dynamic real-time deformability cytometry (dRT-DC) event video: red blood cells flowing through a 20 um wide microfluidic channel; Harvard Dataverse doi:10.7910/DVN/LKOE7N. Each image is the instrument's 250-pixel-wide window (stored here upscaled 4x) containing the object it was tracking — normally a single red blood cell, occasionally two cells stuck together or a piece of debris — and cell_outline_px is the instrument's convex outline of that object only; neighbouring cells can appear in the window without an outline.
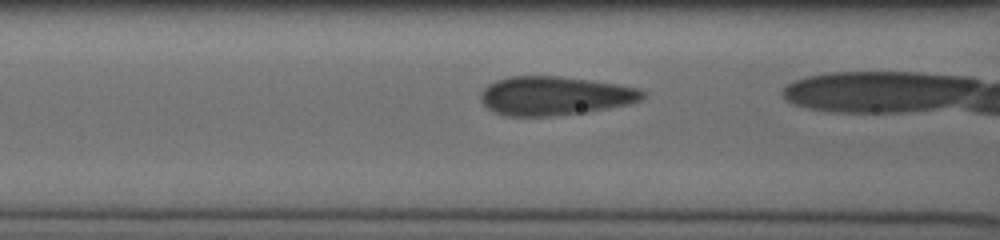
{"species": "human", "species_latin": "Homo sapiens", "temperature_condition": "cold", "stored_images_in_passage": 29, "camera_frame_rate_fps": 3000, "um_per_image_px": 0.085, "donor": {"sex": "male"}, "frame": {"image": 1, "passage_image": 9, "time_ms": 2.667, "image_size_px": [1000, 240], "cell_outline_px": [[644, 96], [640, 100], [628, 104], [584, 112], [548, 116], [504, 116], [488, 108], [480, 100], [480, 92], [488, 84], [496, 80], [512, 76], [560, 76], [616, 84], [636, 88], [644, 92]], "centroid_in_image_um": [47.09, 8.14], "position_along_channel_um": 119.5, "area_um2": 36.3}}
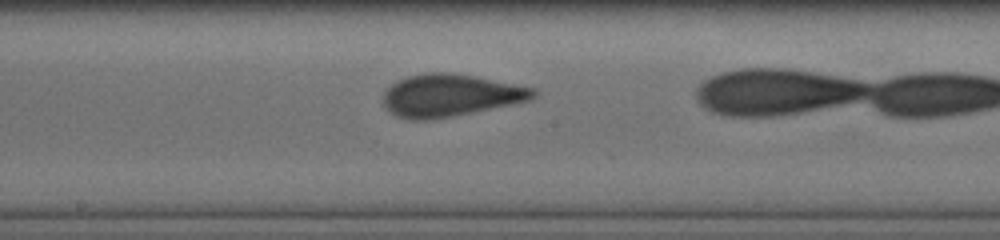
{"frame": {"image": 2, "passage_image": 16, "time_ms": 5.0, "image_size_px": [1000, 240], "cell_outline_px": [[536, 92], [528, 100], [512, 104], [448, 116], [424, 120], [412, 120], [396, 116], [384, 104], [384, 92], [392, 84], [408, 76], [428, 72], [452, 72], [476, 76], [536, 88]], "centroid_in_image_um": [38.27, 8.08], "position_along_channel_um": 209.9, "area_um2": 36.36}}
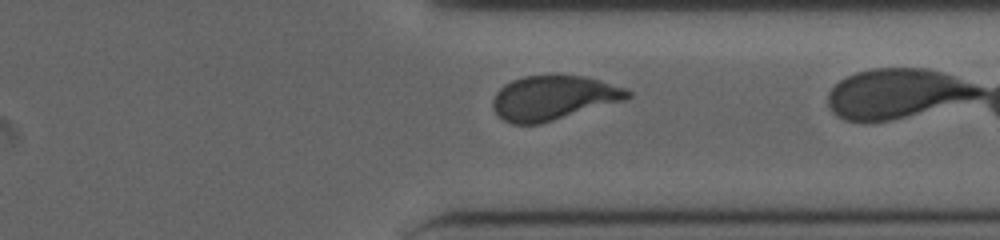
{"frame": {"image": 3, "passage_image": 28, "time_ms": 9.0, "image_size_px": [1000, 240], "cell_outline_px": [[632, 96], [628, 100], [540, 124], [512, 124], [504, 120], [496, 112], [492, 104], [492, 100], [496, 92], [504, 84], [512, 80], [524, 76], [552, 72], [556, 72], [584, 76], [600, 80], [628, 88], [632, 92]], "centroid_in_image_um": [47.1, 8.27], "position_along_channel_um": 364.3, "area_um2": 36.01}}